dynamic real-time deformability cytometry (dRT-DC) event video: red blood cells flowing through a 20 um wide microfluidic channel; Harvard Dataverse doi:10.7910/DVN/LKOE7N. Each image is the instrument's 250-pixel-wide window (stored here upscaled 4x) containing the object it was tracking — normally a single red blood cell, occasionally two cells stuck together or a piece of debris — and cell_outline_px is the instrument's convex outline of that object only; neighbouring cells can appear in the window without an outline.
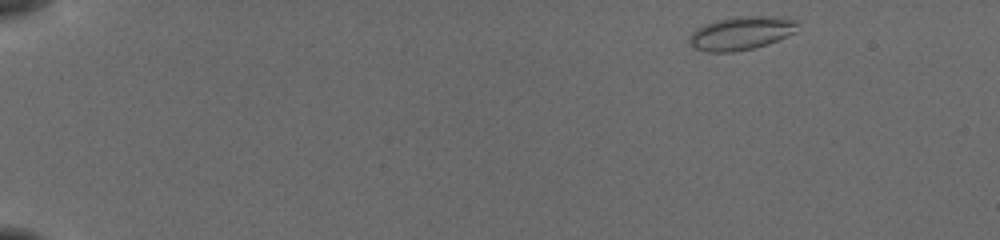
{"species": "common noctule bat (a hibernating species)", "species_latin": "Nyctalus noctula", "temperature_condition": "cold", "stored_images_in_passage": 49, "camera_frame_rate_fps": 3000, "um_per_image_px": 0.085, "animal": {"sex": "female", "body_mass_g": 19.5, "forearm_length_mm": 54.1}, "frame": {"image": 1, "passage_image": 1, "time_ms": 0.0, "image_size_px": [1000, 240], "cell_outline_px": [[796, 32], [788, 36], [768, 44], [752, 48], [732, 52], [708, 52], [696, 48], [688, 40], [692, 32], [696, 28], [716, 20], [748, 16], [760, 16], [796, 20]], "centroid_in_image_um": [62.98, 2.84], "position_along_channel_um": 22.0, "area_um2": 20.58}}
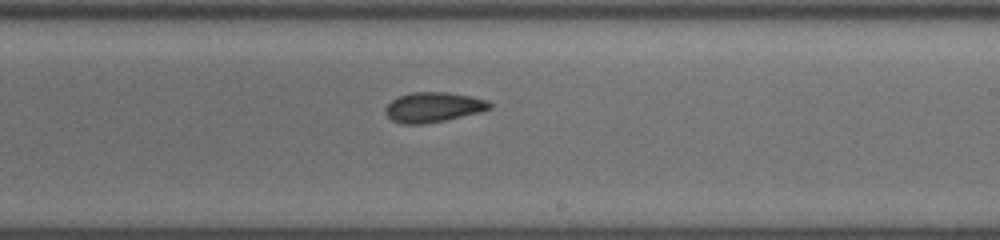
{"frame": {"image": 2, "passage_image": 29, "time_ms": 9.333, "image_size_px": [1000, 240], "cell_outline_px": [[492, 108], [480, 112], [444, 120], [420, 124], [400, 124], [392, 120], [384, 112], [384, 108], [396, 96], [408, 92], [448, 92], [472, 96], [488, 100], [492, 104]], "centroid_in_image_um": [36.81, 9.09], "position_along_channel_um": 252.2, "area_um2": 18.38}}
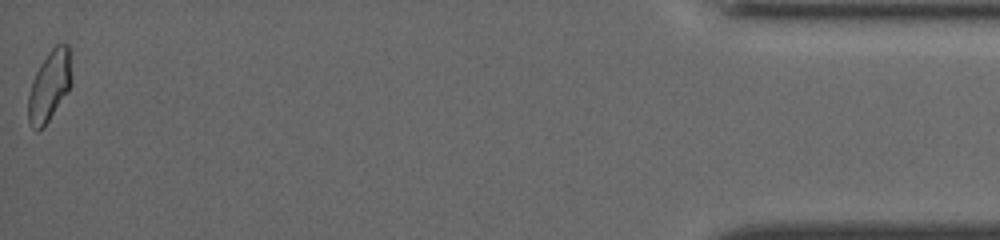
{"frame": {"image": 3, "passage_image": 49, "time_ms": 16.0, "image_size_px": [1000, 240], "cell_outline_px": [[72, 84], [68, 92], [44, 128], [36, 132], [28, 124], [28, 96], [32, 80], [40, 64], [48, 52], [56, 44], [68, 44], [72, 80]], "centroid_in_image_um": [4.19, 7.35], "position_along_channel_um": 431.0, "area_um2": 18.09}, "authors_computed_cell_mechanics": {"area_um2": 18.2648, "velocity_mm_per_s": 3.8568, "shape_relaxation_time_tau1_ms": 5.6938, "shape_relaxation_time_tau2_ms": 2.9214, "deformation_change_tau1": 0.1513, "deformation_change_tau2": 0.0806}}